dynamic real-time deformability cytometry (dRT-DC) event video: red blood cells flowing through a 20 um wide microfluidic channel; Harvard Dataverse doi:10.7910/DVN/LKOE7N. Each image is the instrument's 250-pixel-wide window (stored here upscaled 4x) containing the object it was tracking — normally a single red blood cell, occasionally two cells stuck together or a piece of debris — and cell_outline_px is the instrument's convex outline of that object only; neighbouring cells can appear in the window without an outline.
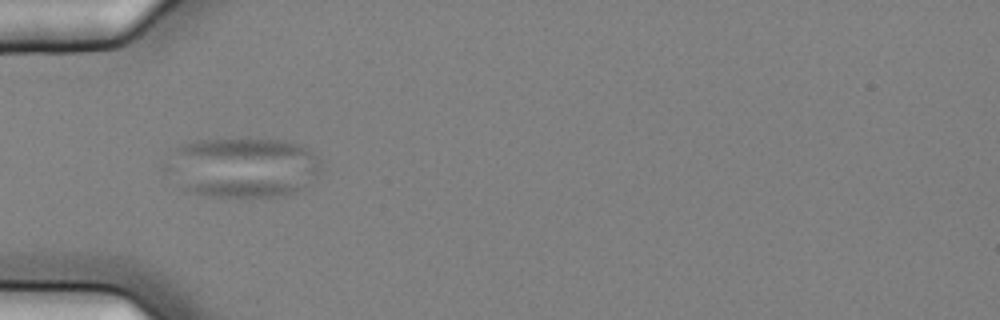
{"species": "common noctule bat (a hibernating species)", "species_latin": "Nyctalus noctula", "temperature_condition": "cold", "stored_images_in_passage": 16, "camera_frame_rate_fps": 3000, "um_per_image_px": 0.085, "animal": {"sex": "female", "body_mass_g": 25.1}, "frame": {"image": 1, "passage_image": 3, "time_ms": 0.667, "image_size_px": [1000, 320], "cell_outline_px": [[320, 172], [308, 184], [296, 192], [284, 196], [204, 196], [188, 192], [180, 188], [176, 148], [184, 144], [196, 140], [248, 136], [284, 140], [304, 144], [320, 160]], "centroid_in_image_um": [20.86, 14.18], "position_along_channel_um": 64.1, "area_um2": 53.52}}
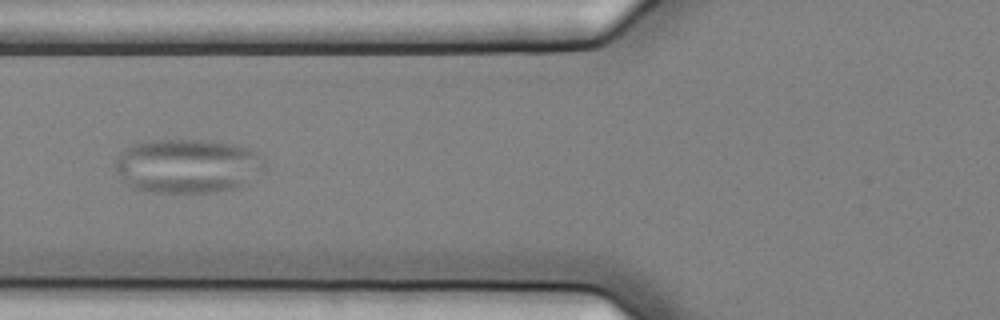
{"frame": {"image": 2, "passage_image": 7, "time_ms": 2.0, "image_size_px": [1000, 320], "cell_outline_px": [[264, 172], [248, 184], [236, 188], [216, 192], [144, 192], [132, 188], [116, 172], [112, 164], [120, 152], [132, 144], [152, 140], [200, 140], [240, 144], [264, 156]], "centroid_in_image_um": [15.97, 14.11], "position_along_channel_um": 109.8, "area_um2": 48.09}}